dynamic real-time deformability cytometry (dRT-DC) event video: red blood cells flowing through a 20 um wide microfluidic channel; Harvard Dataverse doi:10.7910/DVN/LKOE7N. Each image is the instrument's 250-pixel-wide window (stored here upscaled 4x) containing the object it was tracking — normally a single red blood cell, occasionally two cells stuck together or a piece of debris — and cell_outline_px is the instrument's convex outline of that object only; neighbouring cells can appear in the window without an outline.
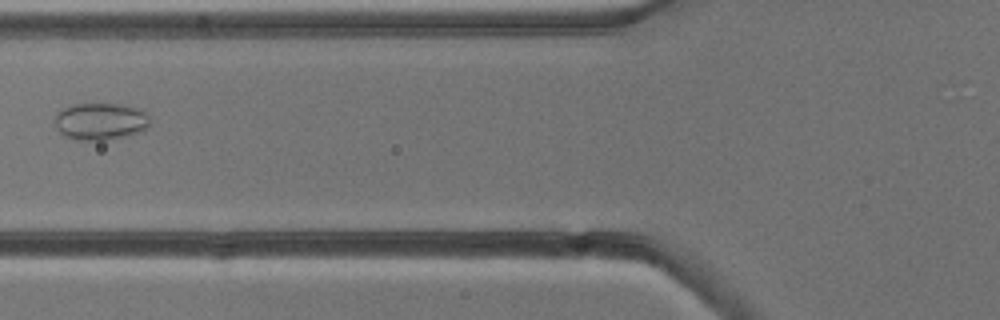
{"species": "common noctule bat (a hibernating species)", "species_latin": "Nyctalus noctula", "temperature_condition": "cold", "stored_images_in_passage": 4, "camera_frame_rate_fps": 3000, "um_per_image_px": 0.085, "animal": {"sex": "male", "body_mass_g": 13.3}, "frame": {"image": 1, "passage_image": 3, "time_ms": 3.333, "image_size_px": [1000, 320], "cell_outline_px": [[152, 120], [148, 128], [140, 132], [124, 136], [104, 140], [76, 140], [64, 136], [56, 128], [56, 116], [68, 104], [116, 104], [140, 108]], "centroid_in_image_um": [8.57, 10.32], "position_along_channel_um": 117.2, "area_um2": 20.58}}